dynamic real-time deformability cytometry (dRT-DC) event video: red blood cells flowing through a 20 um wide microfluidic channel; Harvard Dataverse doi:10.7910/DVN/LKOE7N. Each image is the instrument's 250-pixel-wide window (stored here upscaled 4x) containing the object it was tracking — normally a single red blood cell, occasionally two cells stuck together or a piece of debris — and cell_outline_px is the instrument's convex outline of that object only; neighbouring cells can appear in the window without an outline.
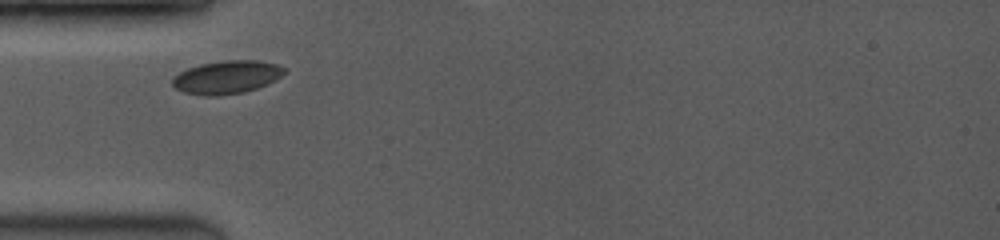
{"species": "common noctule bat (a hibernating species)", "species_latin": "Nyctalus noctula", "temperature_condition": "room temperature", "stored_images_in_passage": 19, "camera_frame_rate_fps": 3500, "um_per_image_px": 0.085, "animal": {"sex": "female", "body_mass_g": 19.0, "forearm_length_mm": 53.3}, "frame": {"image": 1, "passage_image": 1, "time_ms": 0.0, "image_size_px": [1000, 240], "cell_outline_px": [[288, 72], [256, 88], [244, 92], [216, 96], [204, 96], [184, 92], [176, 88], [172, 84], [172, 80], [180, 72], [188, 68], [200, 64], [220, 60], [256, 60], [276, 64], [284, 68]], "centroid_in_image_um": [19.25, 6.55], "position_along_channel_um": 65.7, "area_um2": 21.39}}
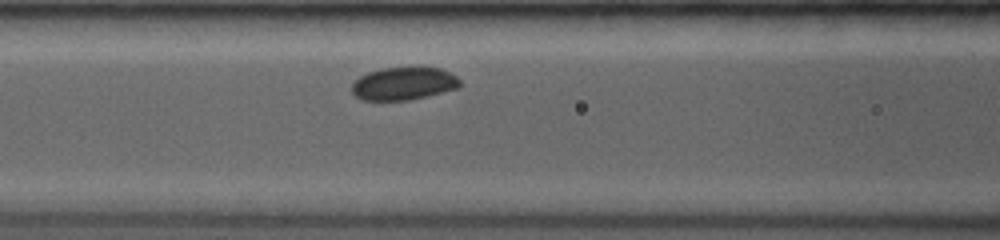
{"frame": {"image": 2, "passage_image": 12, "time_ms": 1.714, "image_size_px": [1000, 240], "cell_outline_px": [[460, 88], [408, 100], [364, 100], [356, 96], [352, 92], [352, 84], [360, 76], [368, 72], [380, 68], [440, 68], [456, 76], [460, 80]], "centroid_in_image_um": [34.31, 7.11], "position_along_channel_um": 132.3, "area_um2": 20.46}}
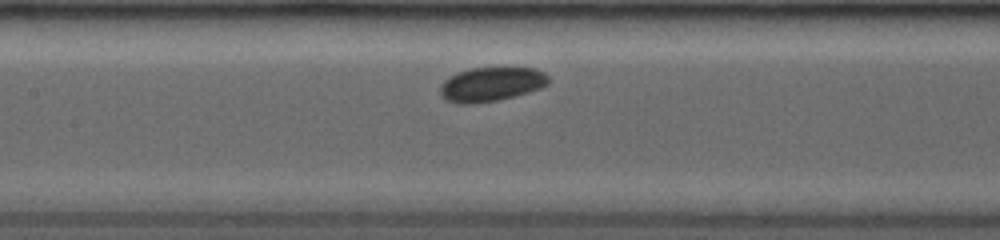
{"frame": {"image": 3, "passage_image": 16, "time_ms": 2.571, "image_size_px": [1000, 240], "cell_outline_px": [[548, 84], [540, 88], [528, 92], [496, 100], [472, 104], [456, 104], [444, 100], [440, 96], [440, 84], [448, 76], [456, 72], [472, 68], [536, 68], [544, 72], [548, 76]], "centroid_in_image_um": [41.69, 7.16], "position_along_channel_um": 165.7, "area_um2": 21.73}}